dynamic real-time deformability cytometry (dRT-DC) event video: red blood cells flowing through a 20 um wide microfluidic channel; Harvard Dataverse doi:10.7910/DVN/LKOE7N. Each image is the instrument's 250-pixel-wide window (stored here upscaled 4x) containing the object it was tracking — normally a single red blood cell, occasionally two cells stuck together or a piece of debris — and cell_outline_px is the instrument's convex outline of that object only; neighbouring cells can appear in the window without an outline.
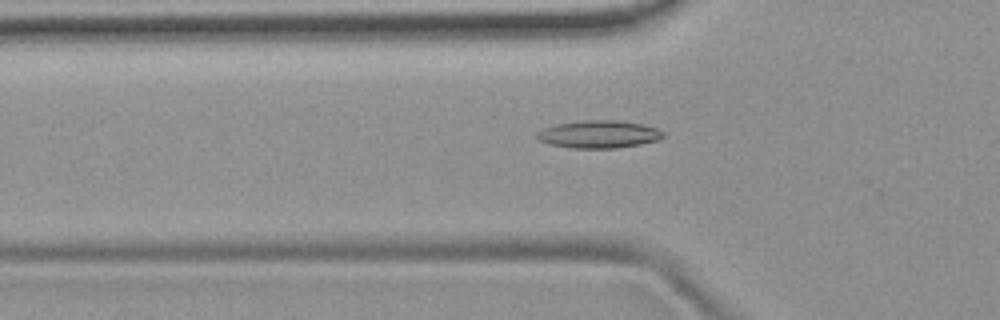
{"species": "common noctule bat (a hibernating species)", "species_latin": "Nyctalus noctula", "temperature_condition": "room temperature", "stored_images_in_passage": 39, "camera_frame_rate_fps": 3000, "um_per_image_px": 0.085, "animal": {"sex": "female", "body_mass_g": 19.9}, "frame": {"image": 1, "passage_image": 3, "time_ms": 0.667, "image_size_px": [1000, 320], "cell_outline_px": [[664, 136], [660, 140], [640, 144], [616, 148], [572, 148], [548, 144], [540, 140], [536, 136], [536, 132], [544, 128], [556, 124], [584, 120], [616, 120], [640, 124], [656, 128], [664, 132]], "centroid_in_image_um": [50.89, 11.41], "position_along_channel_um": 74.9, "area_um2": 20.29}}
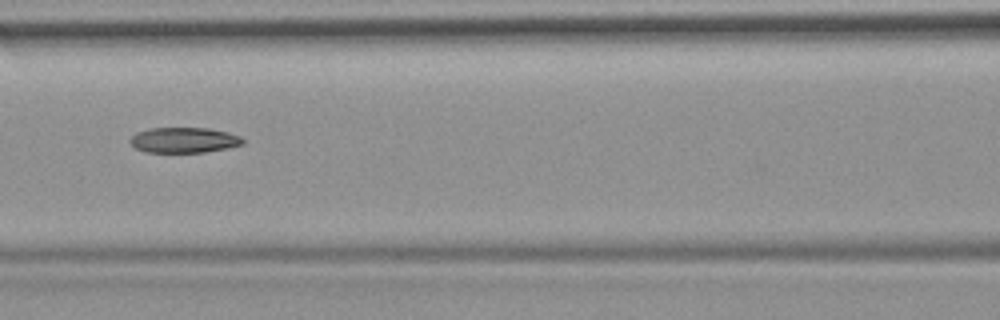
{"frame": {"image": 2, "passage_image": 9, "time_ms": 2.667, "image_size_px": [1000, 320], "cell_outline_px": [[244, 144], [228, 148], [204, 152], [148, 152], [136, 148], [128, 140], [136, 132], [148, 128], [208, 128], [228, 132], [240, 136], [244, 140]], "centroid_in_image_um": [15.65, 11.9], "position_along_channel_um": 151.0, "area_um2": 16.7}}
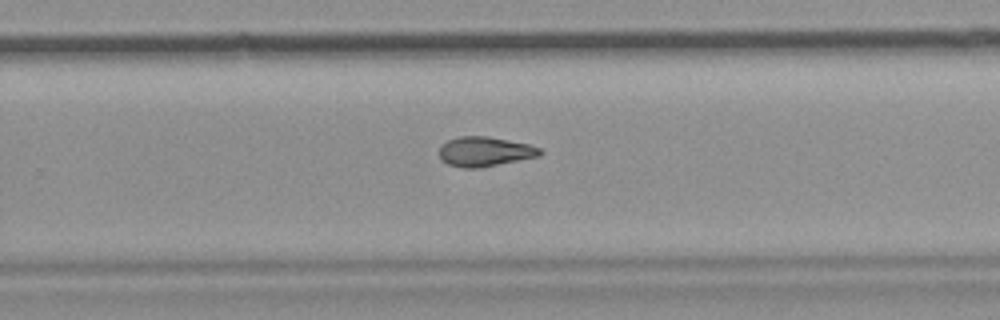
{"frame": {"image": 3, "passage_image": 20, "time_ms": 6.333, "image_size_px": [1000, 320], "cell_outline_px": [[544, 152], [540, 156], [480, 168], [464, 168], [448, 164], [440, 160], [440, 148], [448, 140], [460, 136], [488, 136], [528, 144], [540, 148]], "centroid_in_image_um": [41.23, 12.89], "position_along_channel_um": 288.6, "area_um2": 17.4}, "authors_computed_cell_mechanics": {"area_um2": 17.3978, "velocity_mm_per_s": 3.7747, "shape_relaxation_time_tau1_ms": null, "shape_relaxation_time_tau2_ms": 8.5019, "deformation_change_tau1": null, "deformation_change_tau2": 0.1786}}